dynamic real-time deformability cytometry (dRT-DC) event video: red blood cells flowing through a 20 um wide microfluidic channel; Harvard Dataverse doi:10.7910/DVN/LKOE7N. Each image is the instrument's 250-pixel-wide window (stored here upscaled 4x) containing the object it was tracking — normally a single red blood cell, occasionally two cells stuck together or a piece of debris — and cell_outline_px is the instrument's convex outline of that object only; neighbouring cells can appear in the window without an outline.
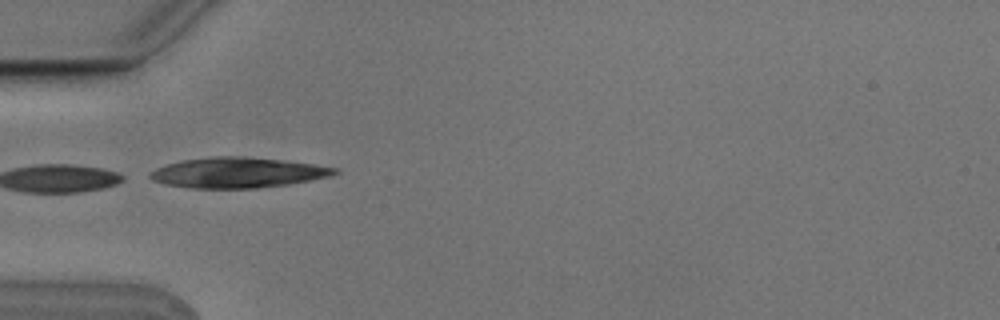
{"species": "Egyptian fruit bat (a non-hibernating species)", "species_latin": "Rousettus aegyptiacus", "temperature_condition": "cold", "stored_images_in_passage": 1, "camera_frame_rate_fps": 3000, "um_per_image_px": 0.085, "animal": {"sex": "male"}, "frame": {"image": 1, "passage_image": 1, "time_ms": 0.0, "image_size_px": [1000, 320], "cell_outline_px": [[340, 172], [332, 176], [288, 184], [256, 188], [192, 188], [164, 184], [152, 180], [148, 176], [148, 172], [156, 168], [180, 160], [208, 156], [240, 156], [288, 160], [340, 168]], "centroid_in_image_um": [20.21, 14.66], "position_along_channel_um": 64.8, "area_um2": 33.06}}